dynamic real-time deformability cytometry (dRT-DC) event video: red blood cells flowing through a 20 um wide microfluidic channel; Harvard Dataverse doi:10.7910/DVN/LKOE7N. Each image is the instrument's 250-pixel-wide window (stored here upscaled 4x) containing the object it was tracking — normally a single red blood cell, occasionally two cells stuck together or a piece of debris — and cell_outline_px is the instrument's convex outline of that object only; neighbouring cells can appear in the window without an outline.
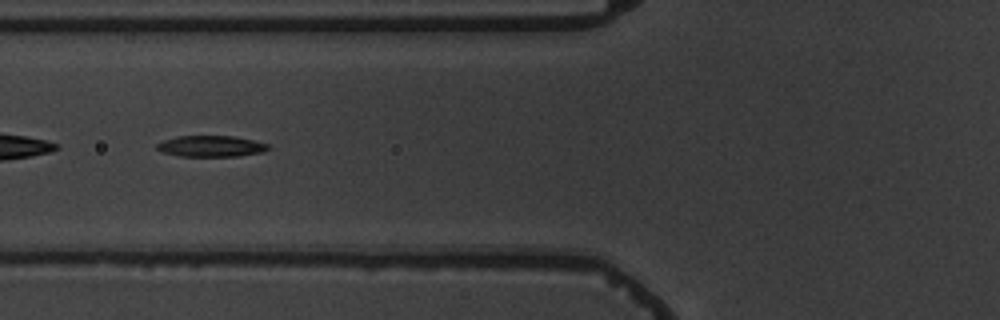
{"species": "common noctule bat (a hibernating species)", "species_latin": "Nyctalus noctula", "temperature_condition": "warm", "stored_images_in_passage": 8, "camera_frame_rate_fps": 3000, "um_per_image_px": 0.085, "animal": {"sex": "male", "body_mass_g": 19.5, "forearm_length_mm": 54.6}, "frame": {"image": 1, "passage_image": 6, "time_ms": 6.667, "image_size_px": [1000, 320], "cell_outline_px": [[268, 148], [264, 152], [240, 156], [180, 156], [164, 152], [156, 148], [156, 144], [164, 140], [176, 136], [236, 136], [268, 144]], "centroid_in_image_um": [17.94, 12.42], "position_along_channel_um": 107.9, "area_um2": 13.64}}
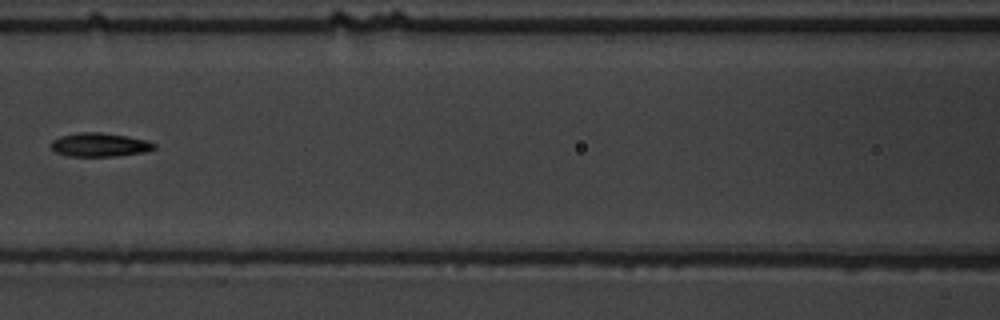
{"frame": {"image": 2, "passage_image": 7, "time_ms": 8.0, "image_size_px": [1000, 320], "cell_outline_px": [[156, 148], [144, 152], [116, 156], [68, 156], [56, 152], [52, 148], [52, 140], [60, 136], [76, 132], [100, 132], [128, 136], [148, 140], [156, 144]], "centroid_in_image_um": [8.49, 12.29], "position_along_channel_um": 158.1, "area_um2": 14.33}}
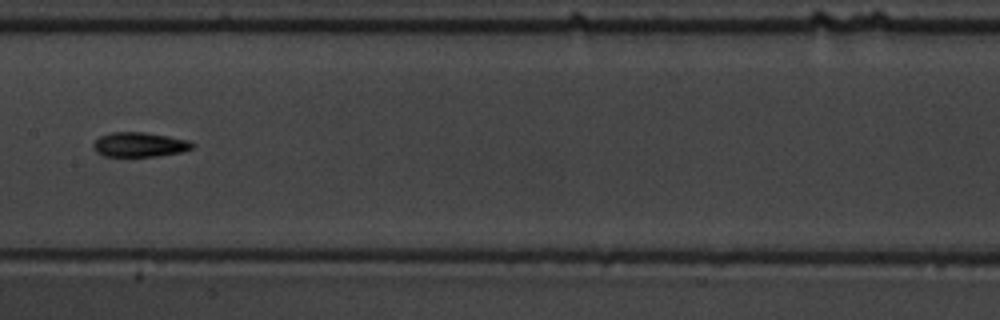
{"frame": {"image": 3, "passage_image": 8, "time_ms": 9.0, "image_size_px": [1000, 320], "cell_outline_px": [[196, 144], [192, 148], [180, 152], [156, 156], [104, 156], [96, 152], [92, 148], [92, 144], [100, 136], [112, 132], [144, 132], [168, 136], [188, 140]], "centroid_in_image_um": [11.84, 12.29], "position_along_channel_um": 195.6, "area_um2": 14.16}}